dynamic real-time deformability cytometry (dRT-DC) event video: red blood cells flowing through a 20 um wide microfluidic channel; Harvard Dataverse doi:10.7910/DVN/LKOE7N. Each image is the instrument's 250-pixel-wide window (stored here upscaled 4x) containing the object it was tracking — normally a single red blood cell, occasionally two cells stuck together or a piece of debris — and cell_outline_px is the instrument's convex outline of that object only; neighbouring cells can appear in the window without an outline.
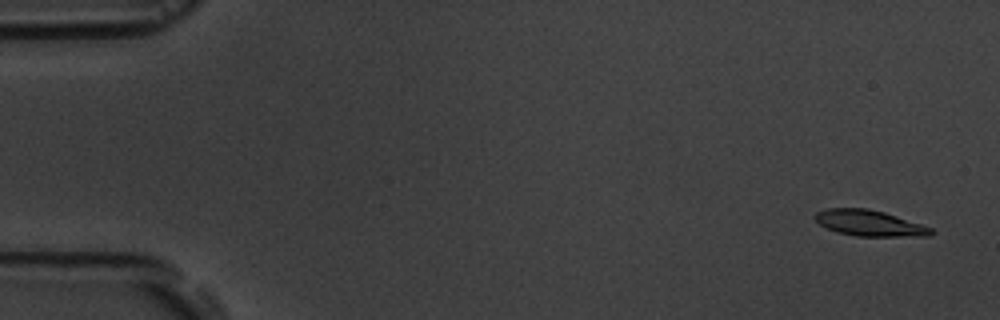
{"species": "common noctule bat (a hibernating species)", "species_latin": "Nyctalus noctula", "temperature_condition": "room temperature", "stored_images_in_passage": 6, "camera_frame_rate_fps": 3000, "um_per_image_px": 0.085, "animal": {"sex": "male", "body_mass_g": 19.5, "forearm_length_mm": 54.6}, "frame": {"image": 1, "passage_image": 1, "time_ms": 0.0, "image_size_px": [1000, 320], "cell_outline_px": [[936, 232], [932, 236], [856, 236], [836, 232], [820, 224], [812, 216], [816, 212], [828, 208], [868, 208], [884, 212], [932, 228]], "centroid_in_image_um": [73.9, 18.97], "position_along_channel_um": 11.1, "area_um2": 17.51}}
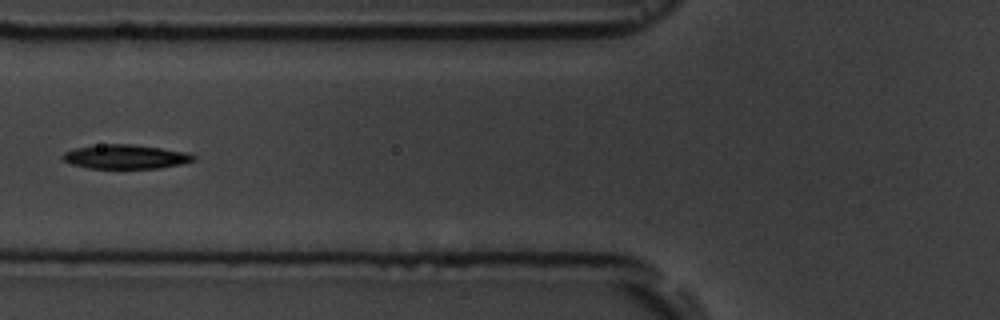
{"frame": {"image": 2, "passage_image": 6, "time_ms": 6.333, "image_size_px": [1000, 320], "cell_outline_px": [[196, 160], [180, 164], [160, 168], [88, 168], [72, 164], [64, 160], [60, 156], [64, 152], [76, 148], [108, 144], [132, 144], [188, 152], [196, 156]], "centroid_in_image_um": [10.7, 13.32], "position_along_channel_um": 115.1, "area_um2": 18.26}}